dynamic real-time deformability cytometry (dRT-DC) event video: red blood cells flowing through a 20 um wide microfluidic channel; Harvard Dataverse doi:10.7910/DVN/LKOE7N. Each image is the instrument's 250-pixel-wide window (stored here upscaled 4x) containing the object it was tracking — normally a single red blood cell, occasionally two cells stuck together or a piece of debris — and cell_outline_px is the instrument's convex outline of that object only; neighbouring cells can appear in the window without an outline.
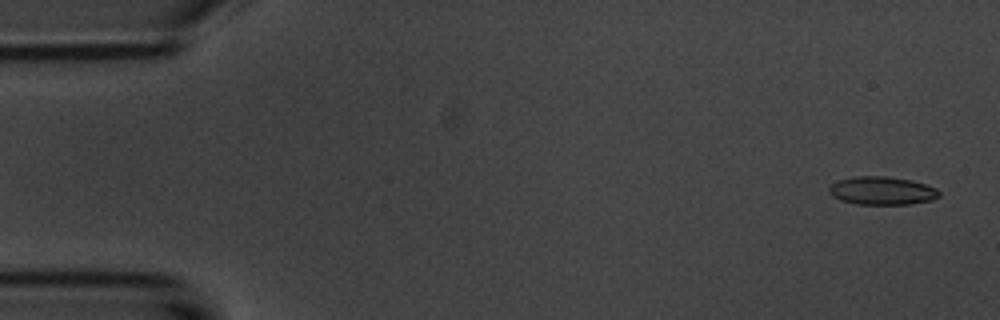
{"species": "common noctule bat (a hibernating species)", "species_latin": "Nyctalus noctula", "temperature_condition": "room temperature", "stored_images_in_passage": 54, "camera_frame_rate_fps": 3000, "um_per_image_px": 0.085, "animal": {"sex": "male", "body_mass_g": 20.1, "forearm_length_mm": 53.5}, "frame": {"image": 1, "passage_image": 2, "time_ms": 0.333, "image_size_px": [1000, 320], "cell_outline_px": [[940, 196], [932, 200], [908, 204], [856, 204], [840, 200], [832, 196], [828, 192], [828, 188], [836, 180], [852, 176], [888, 176], [912, 180], [936, 188], [940, 192]], "centroid_in_image_um": [74.94, 16.2], "position_along_channel_um": 10.1, "area_um2": 18.26}}
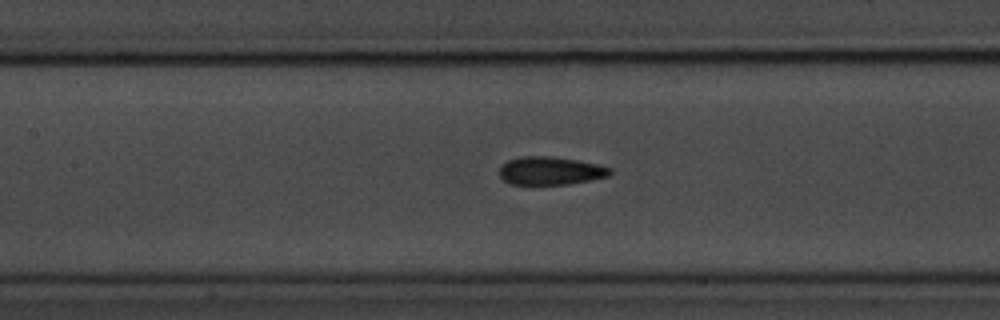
{"frame": {"image": 2, "passage_image": 24, "time_ms": 7.667, "image_size_px": [1000, 320], "cell_outline_px": [[612, 172], [608, 176], [592, 180], [568, 184], [512, 184], [504, 180], [500, 176], [500, 168], [508, 160], [524, 156], [544, 156], [576, 160], [596, 164], [612, 168]], "centroid_in_image_um": [46.81, 14.52], "position_along_channel_um": 160.6, "area_um2": 17.86}}
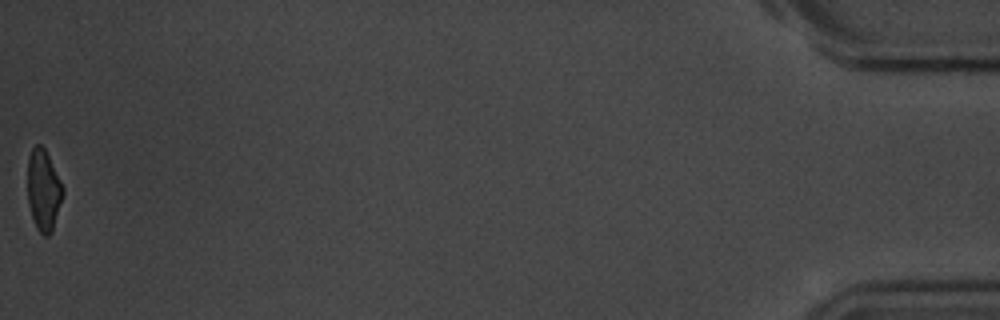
{"frame": {"image": 3, "passage_image": 54, "time_ms": 17.667, "image_size_px": [1000, 320], "cell_outline_px": [[64, 192], [52, 232], [48, 236], [44, 236], [36, 228], [28, 204], [28, 156], [32, 148], [36, 144], [40, 144], [44, 148], [64, 188]], "centroid_in_image_um": [3.69, 16.18], "position_along_channel_um": 431.5, "area_um2": 16.59}, "authors_computed_cell_mechanics": {"area_um2": 18.0914, "velocity_mm_per_s": 3.7124, "shape_relaxation_time_tau1_ms": 3.5815, "shape_relaxation_time_tau2_ms": 2.2056, "deformation_change_tau1": 0.1299, "deformation_change_tau2": 0.088}}